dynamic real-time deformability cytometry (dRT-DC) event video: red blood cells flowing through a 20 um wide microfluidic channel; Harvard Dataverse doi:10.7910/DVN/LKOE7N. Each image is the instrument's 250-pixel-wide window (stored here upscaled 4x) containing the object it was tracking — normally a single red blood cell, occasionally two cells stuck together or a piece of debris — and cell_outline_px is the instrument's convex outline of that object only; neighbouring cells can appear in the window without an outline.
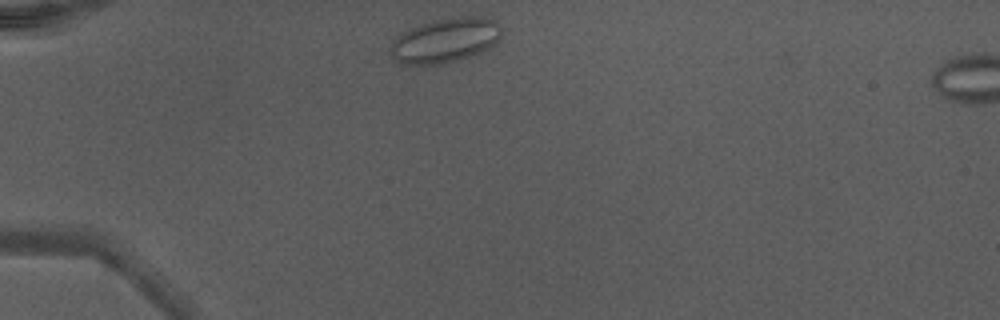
{"species": "Egyptian fruit bat (a non-hibernating species)", "species_latin": "Rousettus aegyptiacus", "temperature_condition": "warm", "stored_images_in_passage": 4, "camera_frame_rate_fps": 3000, "um_per_image_px": 0.085, "animal": {"sex": "male"}, "frame": {"image": 1, "passage_image": 1, "time_ms": 0.0, "image_size_px": [1000, 320], "cell_outline_px": [[500, 36], [488, 48], [480, 52], [456, 60], [436, 64], [400, 64], [392, 56], [388, 48], [396, 36], [400, 32], [420, 24], [460, 16], [480, 16], [496, 20], [500, 24]], "centroid_in_image_um": [37.8, 3.42], "position_along_channel_um": 47.2, "area_um2": 28.55}}